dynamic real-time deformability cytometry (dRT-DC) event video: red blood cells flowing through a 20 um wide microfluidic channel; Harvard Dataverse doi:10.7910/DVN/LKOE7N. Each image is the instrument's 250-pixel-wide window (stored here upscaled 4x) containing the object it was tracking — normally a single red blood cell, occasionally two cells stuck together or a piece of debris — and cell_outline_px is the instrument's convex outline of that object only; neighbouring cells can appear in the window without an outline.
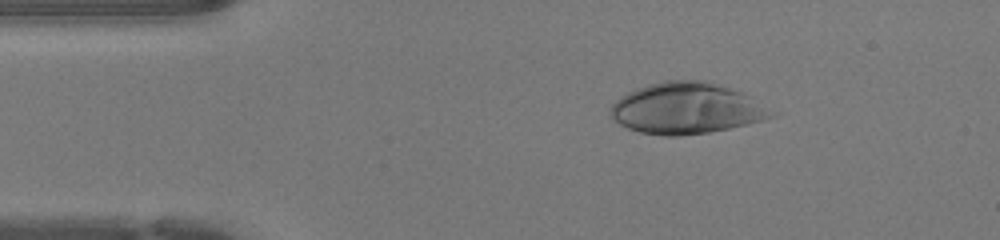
{"species": "human", "species_latin": "Homo sapiens", "temperature_condition": "warm", "stored_images_in_passage": 46, "camera_frame_rate_fps": 3000, "um_per_image_px": 0.085, "donor": {"sex": "female"}, "frame": {"image": 1, "passage_image": 7, "time_ms": 2.0, "image_size_px": [1000, 240], "cell_outline_px": [[780, 112], [776, 116], [764, 120], [748, 124], [708, 132], [676, 136], [664, 136], [640, 132], [628, 128], [620, 124], [608, 112], [612, 104], [620, 96], [636, 88], [648, 84], [664, 80], [708, 80], [740, 92]], "centroid_in_image_um": [58.38, 9.2], "position_along_channel_um": 26.6, "area_um2": 48.15}}
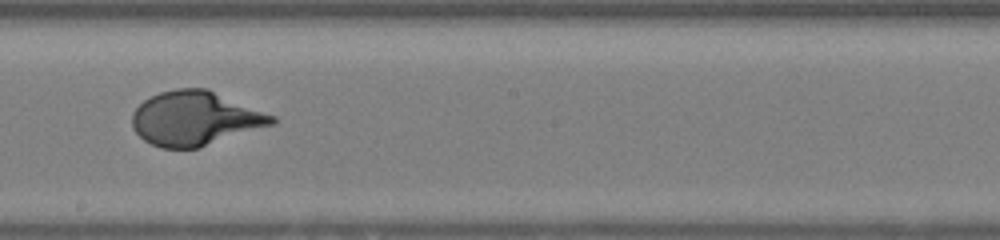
{"frame": {"image": 2, "passage_image": 25, "time_ms": 8.0, "image_size_px": [1000, 240], "cell_outline_px": [[276, 124], [200, 148], [160, 148], [144, 140], [132, 128], [132, 112], [144, 100], [160, 92], [176, 88], [208, 88], [276, 116]], "centroid_in_image_um": [16.62, 10.07], "position_along_channel_um": 231.6, "area_um2": 44.56}}
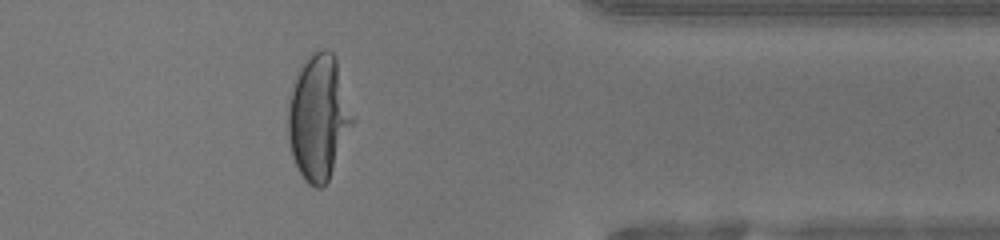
{"frame": {"image": 3, "passage_image": 37, "time_ms": 12.0, "image_size_px": [1000, 240], "cell_outline_px": [[356, 120], [328, 180], [320, 188], [316, 188], [308, 184], [304, 180], [292, 156], [288, 140], [288, 104], [292, 88], [296, 76], [312, 52], [320, 48], [324, 48], [332, 52], [336, 56], [356, 116]], "centroid_in_image_um": [27.13, 9.95], "position_along_channel_um": 384.3, "area_um2": 47.57}, "authors_computed_cell_mechanics": {"area_um2": 45.6042, "velocity_mm_per_s": 4.2853, "shape_relaxation_time_tau1_ms": 3.762, "shape_relaxation_time_tau2_ms": null, "deformation_change_tau1": 0.2471, "deformation_change_tau2": null}}